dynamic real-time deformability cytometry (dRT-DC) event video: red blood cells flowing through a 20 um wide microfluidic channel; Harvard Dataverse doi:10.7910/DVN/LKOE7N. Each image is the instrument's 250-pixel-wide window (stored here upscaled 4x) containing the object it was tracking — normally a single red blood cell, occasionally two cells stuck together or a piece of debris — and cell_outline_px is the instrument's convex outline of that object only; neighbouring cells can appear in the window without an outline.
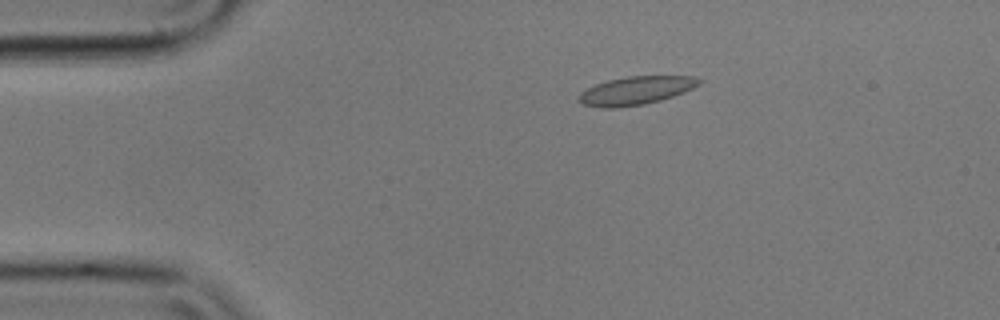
{"species": "common noctule bat (a hibernating species)", "species_latin": "Nyctalus noctula", "temperature_condition": "cold", "stored_images_in_passage": 48, "camera_frame_rate_fps": 3000, "um_per_image_px": 0.085, "animal": {"sex": "male", "body_mass_g": 17.9}, "frame": {"image": 1, "passage_image": 2, "time_ms": 0.333, "image_size_px": [1000, 320], "cell_outline_px": [[704, 80], [700, 84], [684, 92], [660, 100], [644, 104], [616, 108], [600, 108], [584, 104], [576, 100], [580, 92], [596, 84], [608, 80], [628, 76], [692, 76]], "centroid_in_image_um": [54.03, 7.7], "position_along_channel_um": 31.0, "area_um2": 19.83}}
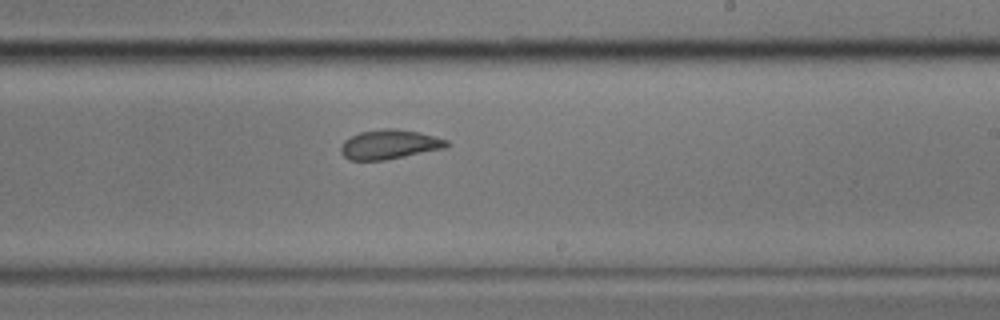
{"frame": {"image": 2, "passage_image": 25, "time_ms": 8.0, "image_size_px": [1000, 320], "cell_outline_px": [[452, 144], [444, 148], [384, 160], [348, 160], [340, 152], [340, 148], [344, 140], [360, 132], [384, 128], [396, 128], [420, 132], [448, 140]], "centroid_in_image_um": [33.1, 12.27], "position_along_channel_um": 255.9, "area_um2": 18.15}}
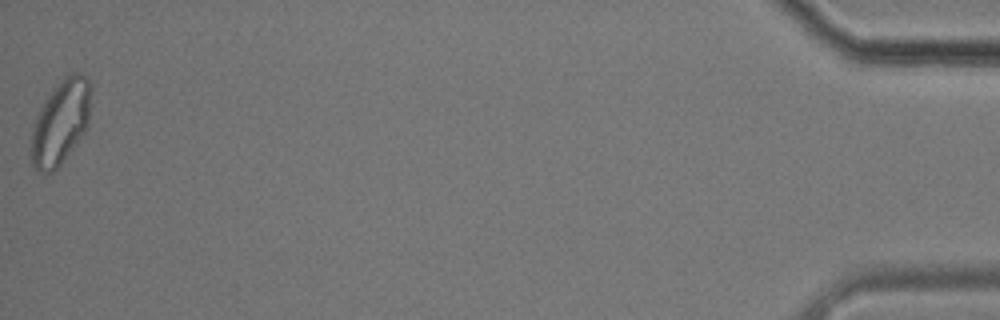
{"frame": {"image": 3, "passage_image": 48, "time_ms": 15.667, "image_size_px": [1000, 320], "cell_outline_px": [[88, 120], [84, 132], [76, 144], [60, 164], [52, 172], [40, 172], [32, 164], [32, 124], [44, 100], [60, 80], [64, 76], [72, 72], [80, 72], [88, 80]], "centroid_in_image_um": [5.11, 10.38], "position_along_channel_um": 430.1, "area_um2": 28.55}, "authors_computed_cell_mechanics": {"area_um2": 19.1607, "velocity_mm_per_s": 3.5229, "shape_relaxation_time_tau1_ms": 7.376, "shape_relaxation_time_tau2_ms": 1.45, "deformation_change_tau1": 0.1478, "deformation_change_tau2": 0.064}}